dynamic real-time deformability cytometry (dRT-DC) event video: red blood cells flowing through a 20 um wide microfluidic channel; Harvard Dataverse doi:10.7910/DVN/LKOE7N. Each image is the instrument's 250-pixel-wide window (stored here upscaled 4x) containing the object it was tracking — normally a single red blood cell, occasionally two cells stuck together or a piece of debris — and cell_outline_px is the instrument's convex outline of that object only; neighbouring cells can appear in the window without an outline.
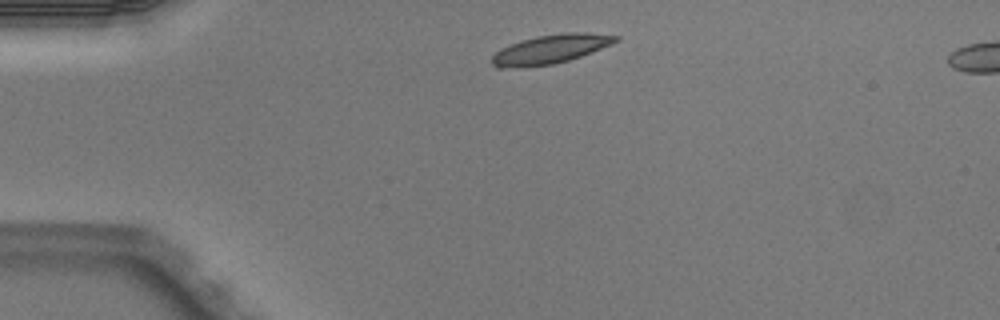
{"species": "Egyptian fruit bat (a non-hibernating species)", "species_latin": "Rousettus aegyptiacus", "temperature_condition": "warm", "stored_images_in_passage": 6, "camera_frame_rate_fps": 3000, "um_per_image_px": 0.085, "animal": {"sex": "male"}, "frame": {"image": 1, "passage_image": 6, "time_ms": 1.667, "image_size_px": [1000, 320], "cell_outline_px": [[620, 40], [612, 44], [580, 56], [568, 60], [552, 64], [500, 68], [496, 68], [492, 64], [492, 56], [500, 48], [520, 40], [536, 36], [564, 32], [584, 32], [620, 36]], "centroid_in_image_um": [46.79, 4.15], "position_along_channel_um": 38.2, "area_um2": 20.75}}